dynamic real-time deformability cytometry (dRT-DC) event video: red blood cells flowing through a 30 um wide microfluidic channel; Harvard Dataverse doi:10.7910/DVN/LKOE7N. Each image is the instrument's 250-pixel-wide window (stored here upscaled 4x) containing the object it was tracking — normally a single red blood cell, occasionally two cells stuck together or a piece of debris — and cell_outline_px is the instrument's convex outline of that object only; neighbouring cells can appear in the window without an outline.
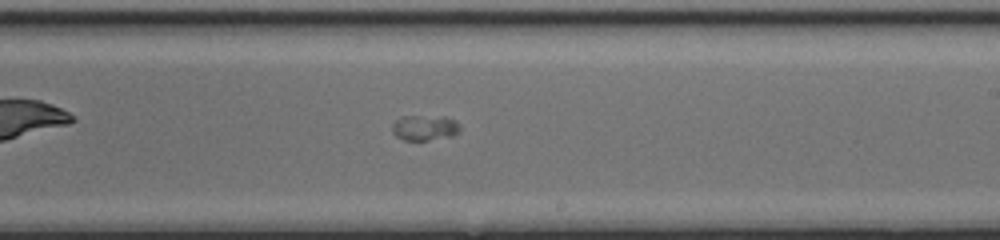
{"species": "common noctule bat (a hibernating species)", "species_latin": "Nyctalus noctula", "temperature_condition": "cold", "stored_images_in_passage": 49, "segment_of_instrument_passage": [1, 2], "camera_frame_rate_fps": 3000, "um_per_image_px": 0.085, "animal": {"sex": "female", "body_mass_g": 17.0, "forearm_length_mm": 48.0}, "frame": {"image": 1, "passage_image": 29, "time_ms": 9.333, "image_size_px": [1000, 240], "cell_outline_px": [[460, 128], [452, 136], [428, 140], [404, 140], [396, 136], [392, 132], [392, 124], [400, 116], [444, 116], [456, 120], [460, 124]], "centroid_in_image_um": [36.09, 10.84], "position_along_channel_um": 252.9, "area_um2": 10.12}}
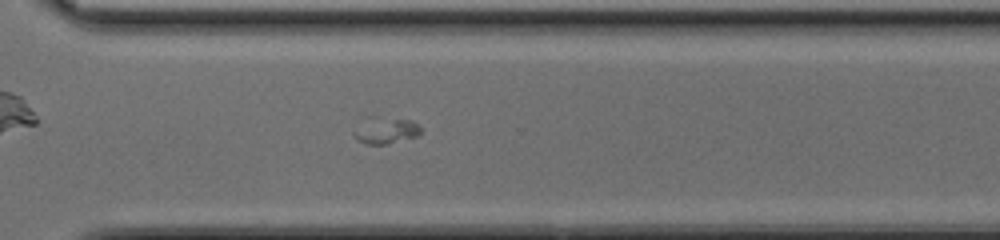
{"frame": {"image": 2, "passage_image": 35, "time_ms": 11.333, "image_size_px": [1000, 240], "cell_outline_px": [[420, 136], [384, 144], [364, 144], [352, 132], [368, 116], [380, 116], [412, 120], [420, 124]], "centroid_in_image_um": [32.82, 11.06], "position_along_channel_um": 337.8, "area_um2": 10.46}}